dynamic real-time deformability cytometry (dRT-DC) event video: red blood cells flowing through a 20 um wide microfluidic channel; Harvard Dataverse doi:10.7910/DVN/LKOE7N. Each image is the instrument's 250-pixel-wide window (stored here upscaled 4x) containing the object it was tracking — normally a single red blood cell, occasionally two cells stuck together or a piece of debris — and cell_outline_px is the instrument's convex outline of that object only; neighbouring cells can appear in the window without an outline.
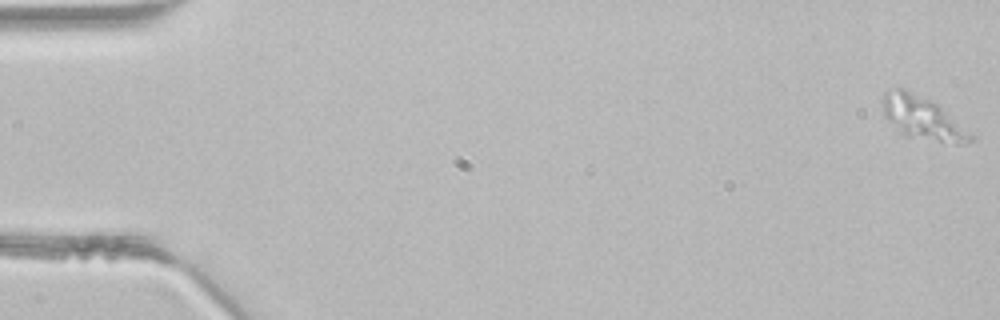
{"species": "common noctule bat (a hibernating species)", "species_latin": "Nyctalus noctula", "temperature_condition": "room temperature", "stored_images_in_passage": 44, "segment_of_instrument_passage": [1, 2], "camera_frame_rate_fps": 3000, "um_per_image_px": 0.085, "animal": {"sex": "male", "body_mass_g": 21.5, "forearm_length_mm": 52.0}, "frame": {"image": 1, "passage_image": 1, "time_ms": 0.0, "image_size_px": [1000, 320], "cell_outline_px": [[976, 136], [968, 144], [956, 144], [904, 136], [884, 116], [880, 100], [884, 92], [896, 88], [904, 88], [940, 104]], "centroid_in_image_um": [78.44, 10.03], "position_along_channel_um": 6.6, "area_um2": 22.66}}
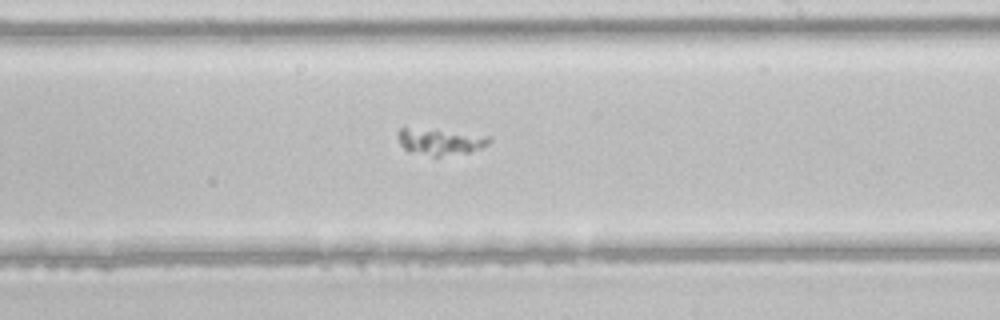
{"frame": {"image": 2, "passage_image": 28, "time_ms": 9.0, "image_size_px": [1000, 320], "cell_outline_px": [[492, 140], [488, 144], [480, 148], [468, 152], [440, 156], [432, 156], [408, 152], [400, 144], [396, 136], [396, 132], [400, 128], [404, 128], [492, 136]], "centroid_in_image_um": [37.37, 12.07], "position_along_channel_um": 251.6, "area_um2": 13.64}}
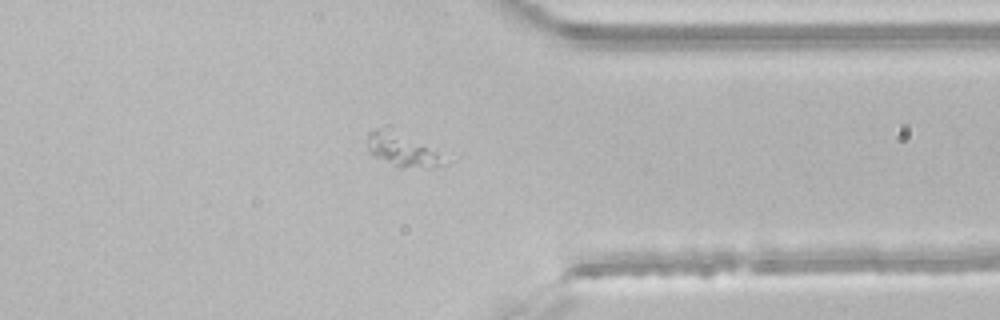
{"frame": {"image": 3, "passage_image": 37, "time_ms": 12.0, "image_size_px": [1000, 320], "cell_outline_px": [[448, 164], [436, 168], [396, 168], [372, 156], [368, 148], [368, 132], [376, 128], [436, 152]], "centroid_in_image_um": [34.14, 12.9], "position_along_channel_um": 377.3, "area_um2": 13.53}}